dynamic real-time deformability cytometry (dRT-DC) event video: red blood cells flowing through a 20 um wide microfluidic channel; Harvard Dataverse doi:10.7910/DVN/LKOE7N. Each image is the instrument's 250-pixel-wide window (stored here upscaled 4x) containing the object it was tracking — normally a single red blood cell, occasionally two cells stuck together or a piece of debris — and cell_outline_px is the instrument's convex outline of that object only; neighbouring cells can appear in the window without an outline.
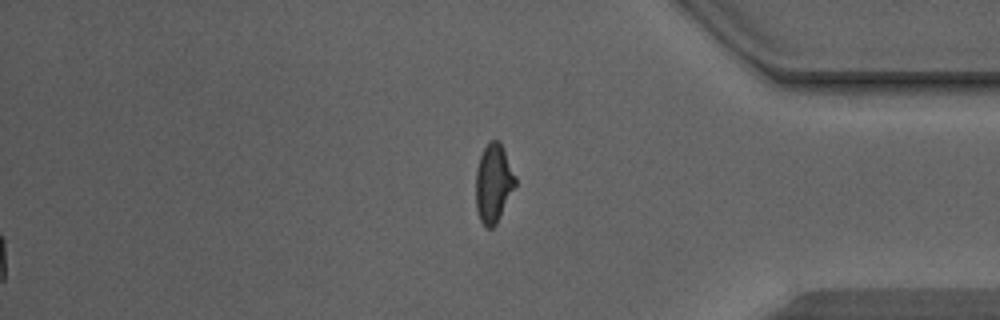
{"species": "Egyptian fruit bat (a non-hibernating species)", "species_latin": "Rousettus aegyptiacus", "temperature_condition": "warm", "stored_images_in_passage": 45, "segment_of_instrument_passage": [2, 2], "camera_frame_rate_fps": 3000, "um_per_image_px": 0.085, "animal": {"sex": "male"}, "frame": {"image": 1, "passage_image": 45, "time_ms": 14.667, "image_size_px": [1000, 320], "cell_outline_px": [[516, 184], [496, 224], [492, 228], [488, 228], [480, 220], [476, 208], [476, 168], [480, 156], [488, 140], [496, 140], [504, 148], [516, 176]], "centroid_in_image_um": [41.94, 15.55], "position_along_channel_um": 393.3, "area_um2": 18.03}}